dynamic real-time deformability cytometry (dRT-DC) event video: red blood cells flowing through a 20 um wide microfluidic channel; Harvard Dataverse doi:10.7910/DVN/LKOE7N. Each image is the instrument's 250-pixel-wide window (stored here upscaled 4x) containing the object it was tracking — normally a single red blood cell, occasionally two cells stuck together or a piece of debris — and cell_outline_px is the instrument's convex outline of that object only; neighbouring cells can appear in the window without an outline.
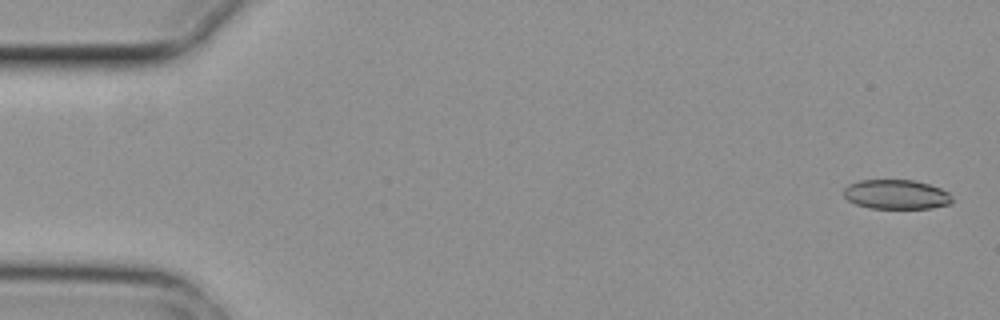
{"species": "common noctule bat (a hibernating species)", "species_latin": "Nyctalus noctula", "temperature_condition": "cold", "stored_images_in_passage": 6, "camera_frame_rate_fps": 3000, "um_per_image_px": 0.085, "animal": {"sex": "female", "body_mass_g": 29.2, "forearm_length_mm": 56.3}, "frame": {"image": 1, "passage_image": 1, "time_ms": 0.0, "image_size_px": [1000, 320], "cell_outline_px": [[952, 204], [932, 208], [868, 208], [856, 204], [848, 200], [844, 196], [844, 188], [848, 184], [860, 180], [916, 180], [940, 188], [948, 192], [952, 200]], "centroid_in_image_um": [76.18, 16.52], "position_along_channel_um": 8.8, "area_um2": 18.67}}
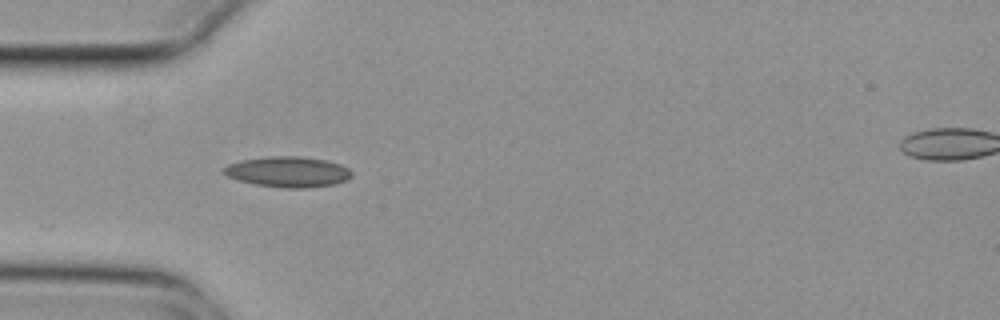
{"frame": {"image": 2, "passage_image": 5, "time_ms": 1.333, "image_size_px": [1000, 320], "cell_outline_px": [[352, 176], [348, 180], [336, 184], [304, 188], [284, 188], [256, 184], [240, 180], [228, 176], [224, 172], [224, 168], [228, 164], [240, 160], [268, 156], [300, 156], [328, 160], [340, 164], [348, 168], [352, 172]], "centroid_in_image_um": [24.53, 14.6], "position_along_channel_um": 60.5, "area_um2": 22.83}}
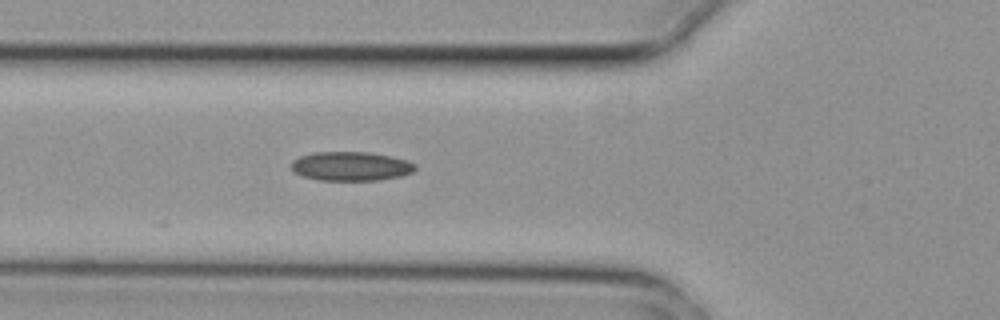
{"frame": {"image": 3, "passage_image": 6, "time_ms": 1.667, "image_size_px": [1000, 320], "cell_outline_px": [[416, 168], [412, 172], [400, 176], [380, 180], [320, 180], [304, 176], [296, 172], [292, 168], [292, 160], [300, 156], [316, 152], [368, 152], [388, 156], [404, 160], [416, 164]], "centroid_in_image_um": [29.82, 14.13], "position_along_channel_um": 96.0, "area_um2": 20.69}}